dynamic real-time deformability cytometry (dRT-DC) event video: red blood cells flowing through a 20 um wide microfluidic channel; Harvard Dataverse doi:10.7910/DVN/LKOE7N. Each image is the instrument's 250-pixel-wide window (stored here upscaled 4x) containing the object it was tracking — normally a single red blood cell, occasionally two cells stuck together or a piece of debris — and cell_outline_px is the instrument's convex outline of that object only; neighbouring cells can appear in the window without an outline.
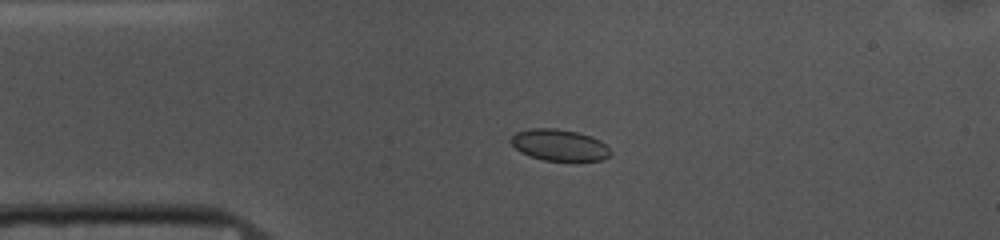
{"species": "common noctule bat (a hibernating species)", "species_latin": "Nyctalus noctula", "temperature_condition": "cold", "stored_images_in_passage": 53, "camera_frame_rate_fps": 3000, "um_per_image_px": 0.085, "animal": {"sex": "female", "body_mass_g": 10.0, "forearm_length_mm": 53.1}, "frame": {"image": 1, "passage_image": 11, "time_ms": 3.333, "image_size_px": [1000, 240], "cell_outline_px": [[612, 152], [604, 160], [576, 164], [544, 160], [528, 156], [520, 152], [508, 140], [516, 132], [532, 128], [556, 128], [576, 132], [592, 136], [600, 140]], "centroid_in_image_um": [47.58, 12.38], "position_along_channel_um": 37.4, "area_um2": 19.07}}
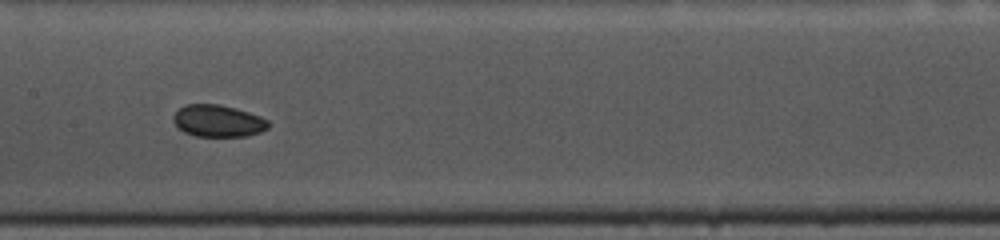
{"frame": {"image": 2, "passage_image": 25, "time_ms": 8.0, "image_size_px": [1000, 240], "cell_outline_px": [[268, 128], [260, 132], [248, 136], [196, 136], [184, 132], [176, 128], [172, 120], [172, 116], [184, 104], [216, 104], [236, 108], [260, 116], [268, 120]], "centroid_in_image_um": [18.49, 10.28], "position_along_channel_um": 188.9, "area_um2": 17.8}}
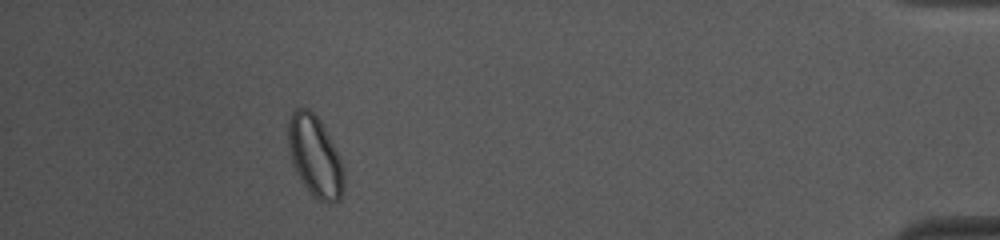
{"frame": {"image": 3, "passage_image": 48, "time_ms": 15.667, "image_size_px": [1000, 240], "cell_outline_px": [[344, 188], [340, 200], [332, 204], [328, 204], [316, 200], [308, 192], [300, 180], [292, 164], [288, 148], [288, 120], [292, 112], [296, 108], [308, 108], [320, 120], [344, 168]], "centroid_in_image_um": [26.76, 13.35], "position_along_channel_um": 408.4, "area_um2": 26.47}, "authors_computed_cell_mechanics": {"area_um2": 18.3226, "velocity_mm_per_s": 3.688, "shape_relaxation_time_tau1_ms": 6.2682, "shape_relaxation_time_tau2_ms": 7.3632, "deformation_change_tau1": 0.1017, "deformation_change_tau2": 0.0609}}